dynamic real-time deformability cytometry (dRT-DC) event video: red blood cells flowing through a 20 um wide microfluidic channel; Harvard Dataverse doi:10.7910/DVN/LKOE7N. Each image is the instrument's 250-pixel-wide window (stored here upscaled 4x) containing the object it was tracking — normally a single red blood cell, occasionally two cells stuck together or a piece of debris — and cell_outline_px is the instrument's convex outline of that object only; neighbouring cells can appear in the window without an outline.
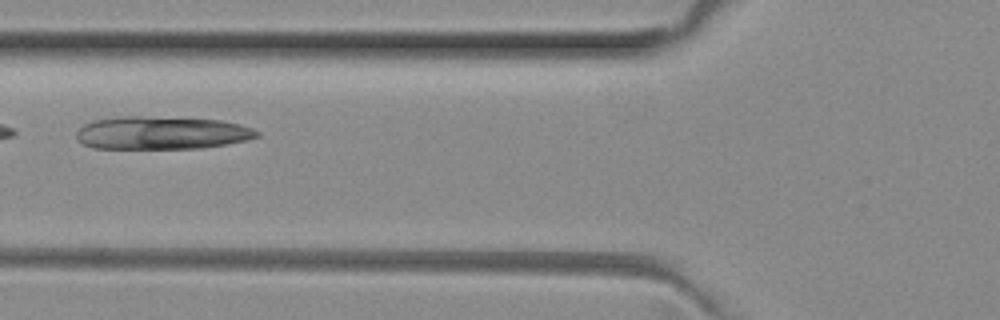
{"species": "common noctule bat (a hibernating species)", "species_latin": "Nyctalus noctula", "temperature_condition": "room temperature", "stored_images_in_passage": 4, "camera_frame_rate_fps": 3000, "um_per_image_px": 0.085, "animal": {"sex": "female", "body_mass_g": 29.2, "forearm_length_mm": 56.3}, "frame": {"image": 1, "passage_image": 3, "time_ms": 0.667, "image_size_px": [1000, 320], "cell_outline_px": [[260, 136], [248, 140], [228, 144], [200, 148], [92, 148], [76, 140], [76, 132], [84, 124], [92, 120], [116, 116], [140, 116], [224, 120], [240, 124], [252, 128], [260, 132]], "centroid_in_image_um": [13.74, 11.29], "position_along_channel_um": 112.1, "area_um2": 34.97}}
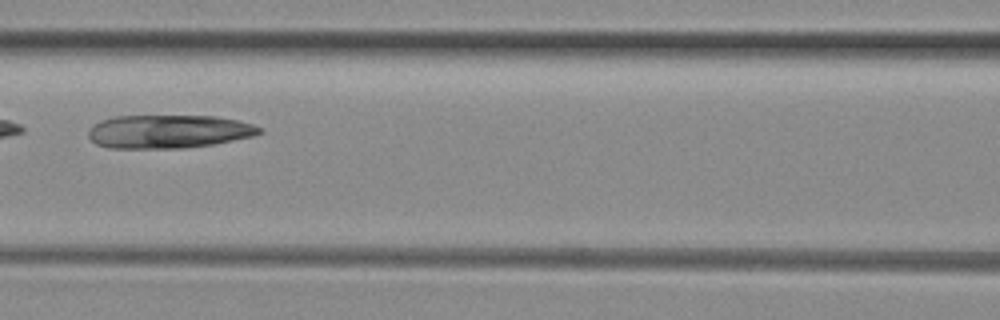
{"frame": {"image": 2, "passage_image": 4, "time_ms": 1.0, "image_size_px": [1000, 320], "cell_outline_px": [[264, 132], [252, 136], [212, 144], [184, 148], [108, 148], [96, 144], [88, 136], [88, 128], [92, 124], [100, 120], [112, 116], [216, 116], [236, 120], [252, 124], [264, 128]], "centroid_in_image_um": [14.29, 11.17], "position_along_channel_um": 152.3, "area_um2": 33.47}}